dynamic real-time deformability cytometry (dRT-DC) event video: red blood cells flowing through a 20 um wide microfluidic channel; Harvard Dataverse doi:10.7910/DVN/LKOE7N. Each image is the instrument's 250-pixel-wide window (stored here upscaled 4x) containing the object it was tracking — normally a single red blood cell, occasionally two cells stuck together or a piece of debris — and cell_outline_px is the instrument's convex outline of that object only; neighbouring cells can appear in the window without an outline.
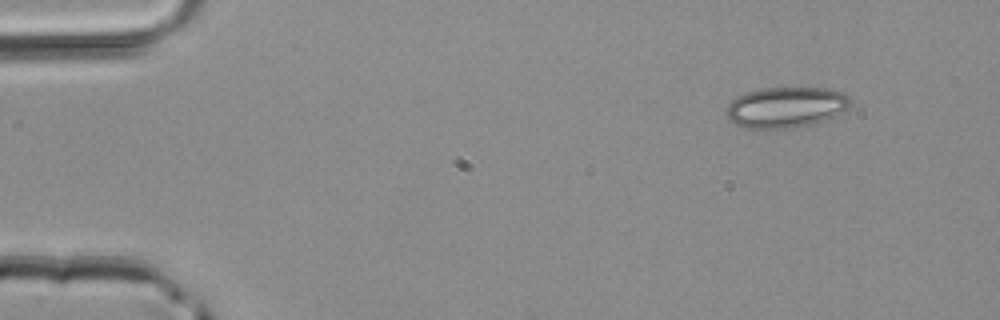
{"species": "common noctule bat (a hibernating species)", "species_latin": "Nyctalus noctula", "temperature_condition": "room temperature", "stored_images_in_passage": 4, "camera_frame_rate_fps": 3000, "um_per_image_px": 0.085, "animal": {"sex": "male", "body_mass_g": 20.4}, "frame": {"image": 1, "passage_image": 1, "time_ms": 0.0, "image_size_px": [1000, 320], "cell_outline_px": [[852, 104], [848, 108], [824, 120], [812, 124], [792, 128], [744, 128], [728, 120], [724, 112], [728, 104], [736, 96], [760, 88], [824, 88], [840, 92], [852, 96]], "centroid_in_image_um": [66.78, 9.11], "position_along_channel_um": 18.2, "area_um2": 29.59}}
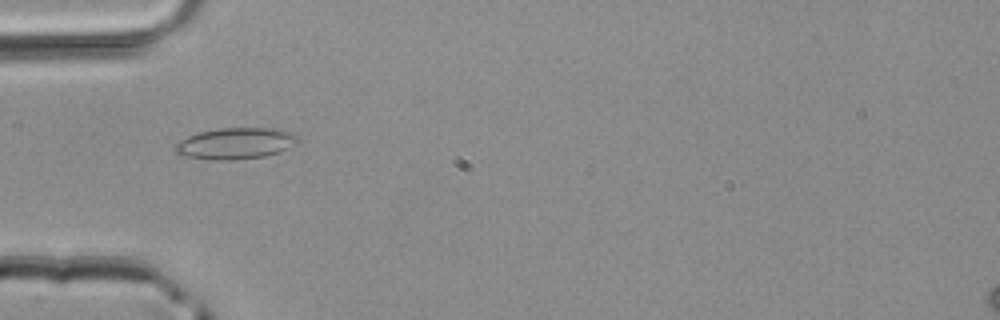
{"frame": {"image": 2, "passage_image": 4, "time_ms": 1.0, "image_size_px": [1000, 320], "cell_outline_px": [[300, 144], [280, 152], [264, 156], [236, 160], [212, 160], [188, 156], [176, 152], [172, 148], [180, 140], [188, 136], [200, 132], [220, 128], [280, 128], [296, 132], [300, 140]], "centroid_in_image_um": [20.14, 12.18], "position_along_channel_um": 64.9, "area_um2": 22.83}}